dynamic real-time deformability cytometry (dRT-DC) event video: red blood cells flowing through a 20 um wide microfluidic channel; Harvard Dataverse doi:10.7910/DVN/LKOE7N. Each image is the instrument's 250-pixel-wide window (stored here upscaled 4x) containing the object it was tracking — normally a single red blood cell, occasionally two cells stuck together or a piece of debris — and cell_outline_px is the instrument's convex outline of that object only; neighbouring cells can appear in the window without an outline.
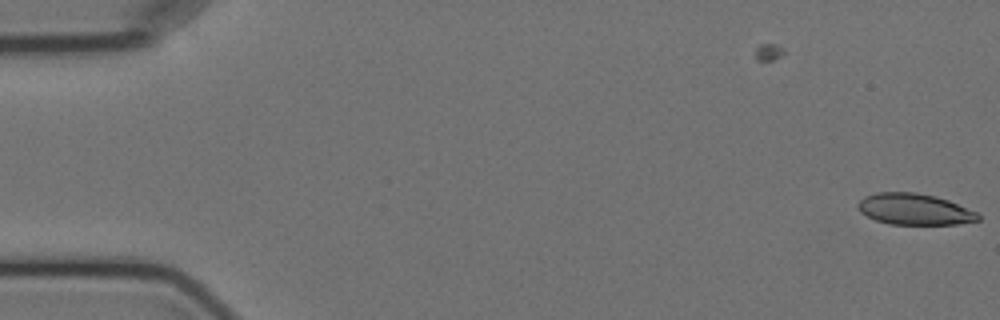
{"species": "Egyptian fruit bat (a non-hibernating species)", "species_latin": "Rousettus aegyptiacus", "temperature_condition": "cold", "stored_images_in_passage": 5, "camera_frame_rate_fps": 3000, "um_per_image_px": 0.085, "animal": {"sex": "female"}, "frame": {"image": 1, "passage_image": 1, "time_ms": 0.0, "image_size_px": [1000, 320], "cell_outline_px": [[980, 220], [956, 224], [888, 224], [876, 220], [860, 212], [856, 208], [856, 204], [864, 196], [876, 192], [916, 192], [936, 196], [948, 200], [976, 212], [980, 216]], "centroid_in_image_um": [77.68, 17.77], "position_along_channel_um": 7.3, "area_um2": 21.91}}
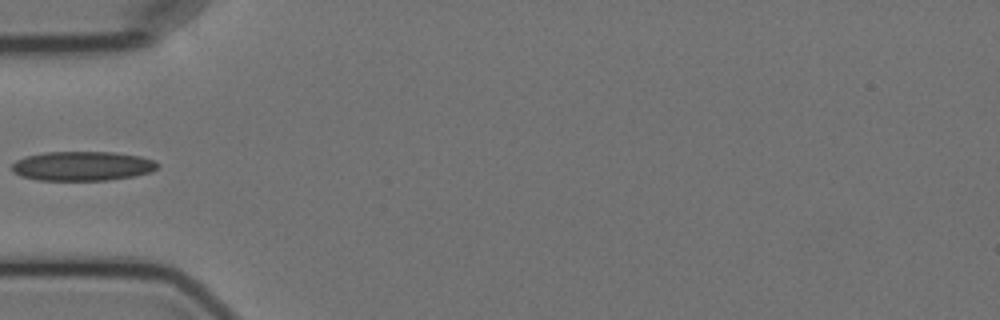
{"frame": {"image": 2, "passage_image": 5, "time_ms": 6.0, "image_size_px": [1000, 320], "cell_outline_px": [[160, 164], [152, 172], [132, 176], [108, 180], [40, 180], [20, 176], [12, 172], [12, 164], [16, 160], [24, 156], [44, 152], [112, 152], [140, 156], [152, 160]], "centroid_in_image_um": [6.97, 14.11], "position_along_channel_um": 78.0, "area_um2": 24.97}}